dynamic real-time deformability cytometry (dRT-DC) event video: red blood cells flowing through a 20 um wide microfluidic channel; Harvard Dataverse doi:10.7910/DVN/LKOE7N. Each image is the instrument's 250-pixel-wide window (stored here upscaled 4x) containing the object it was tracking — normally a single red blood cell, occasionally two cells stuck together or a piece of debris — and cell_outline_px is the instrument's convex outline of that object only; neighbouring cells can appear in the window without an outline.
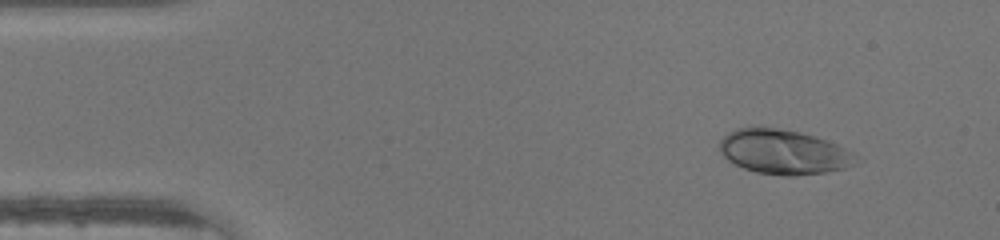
{"species": "human", "species_latin": "Homo sapiens", "temperature_condition": "warm", "stored_images_in_passage": 42, "camera_frame_rate_fps": 3000, "um_per_image_px": 0.085, "donor": {"sex": "male"}, "frame": {"image": 1, "passage_image": 1, "time_ms": 0.0, "image_size_px": [1000, 240], "cell_outline_px": [[856, 164], [844, 168], [828, 172], [796, 176], [780, 176], [756, 172], [744, 168], [728, 160], [720, 152], [720, 140], [728, 132], [736, 128], [772, 128], [800, 132], [836, 144], [852, 152]], "centroid_in_image_um": [66.58, 12.94], "position_along_channel_um": 18.4, "area_um2": 34.97}}
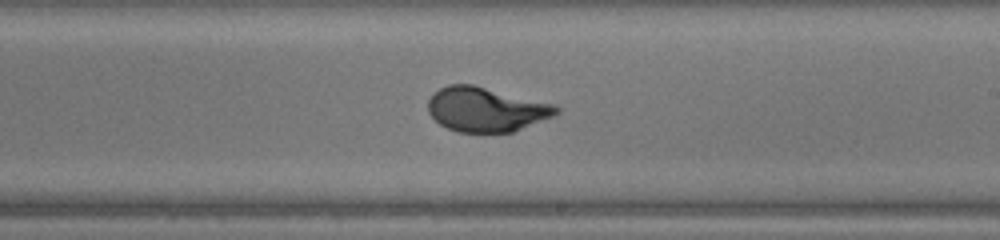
{"frame": {"image": 2, "passage_image": 23, "time_ms": 7.333, "image_size_px": [1000, 240], "cell_outline_px": [[560, 112], [552, 116], [512, 132], [456, 132], [440, 124], [428, 112], [428, 100], [440, 88], [448, 84], [472, 84], [552, 104], [560, 108]], "centroid_in_image_um": [41.28, 9.3], "position_along_channel_um": 247.7, "area_um2": 32.71}}
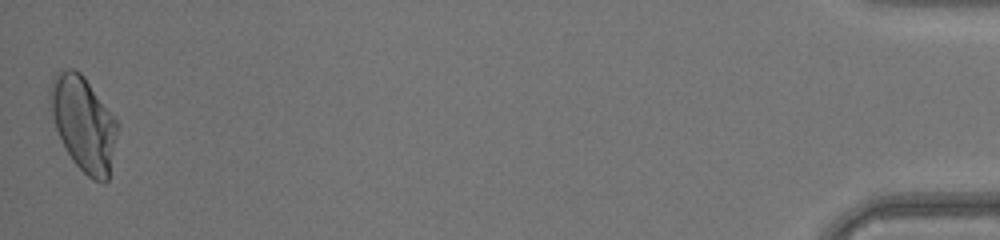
{"frame": {"image": 3, "passage_image": 42, "time_ms": 13.667, "image_size_px": [1000, 240], "cell_outline_px": [[120, 124], [108, 180], [104, 184], [92, 180], [72, 160], [56, 128], [48, 108], [52, 80], [60, 72], [68, 68], [72, 68], [80, 72], [84, 76]], "centroid_in_image_um": [7.12, 10.53], "position_along_channel_um": 428.1, "area_um2": 36.93}}